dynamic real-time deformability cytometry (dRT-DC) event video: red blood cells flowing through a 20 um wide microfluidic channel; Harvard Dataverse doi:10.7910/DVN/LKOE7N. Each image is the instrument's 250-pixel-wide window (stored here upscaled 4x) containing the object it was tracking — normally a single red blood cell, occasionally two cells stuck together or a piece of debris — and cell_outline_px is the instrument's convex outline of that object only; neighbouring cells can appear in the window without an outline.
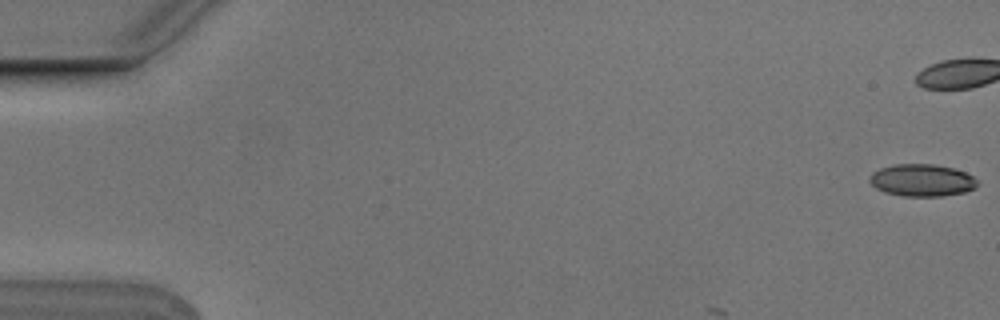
{"species": "Egyptian fruit bat (a non-hibernating species)", "species_latin": "Rousettus aegyptiacus", "temperature_condition": "cold", "stored_images_in_passage": 4, "camera_frame_rate_fps": 3000, "um_per_image_px": 0.085, "animal": {"sex": "male"}, "frame": {"image": 1, "passage_image": 1, "time_ms": 0.0, "image_size_px": [1000, 320], "cell_outline_px": [[980, 184], [976, 188], [964, 192], [944, 196], [904, 196], [884, 192], [876, 188], [868, 180], [868, 176], [872, 172], [880, 168], [896, 164], [936, 164], [952, 168], [964, 172], [972, 176]], "centroid_in_image_um": [78.36, 15.32], "position_along_channel_um": 6.6, "area_um2": 20.35}}